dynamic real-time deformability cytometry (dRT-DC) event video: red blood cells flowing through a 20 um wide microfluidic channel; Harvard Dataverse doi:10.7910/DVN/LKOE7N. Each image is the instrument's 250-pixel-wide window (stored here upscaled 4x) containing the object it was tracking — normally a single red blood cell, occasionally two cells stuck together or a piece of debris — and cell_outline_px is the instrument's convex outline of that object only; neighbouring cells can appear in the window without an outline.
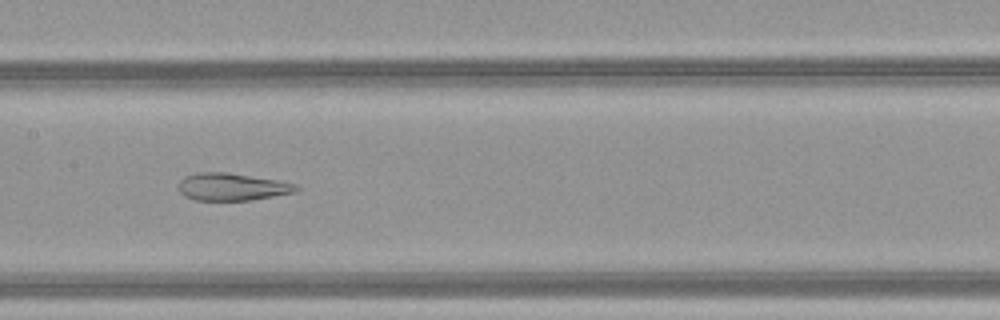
{"species": "common noctule bat (a hibernating species)", "species_latin": "Nyctalus noctula", "temperature_condition": "warm", "stored_images_in_passage": 51, "segment_of_instrument_passage": [1, 2], "camera_frame_rate_fps": 3000, "um_per_image_px": 0.085, "animal": {"sex": "female", "body_mass_g": 21.9}, "frame": {"image": 1, "passage_image": 26, "time_ms": 8.333, "image_size_px": [1000, 320], "cell_outline_px": [[300, 188], [296, 192], [252, 200], [196, 200], [184, 196], [180, 192], [180, 180], [184, 176], [196, 172], [224, 172], [276, 180], [296, 184]], "centroid_in_image_um": [19.72, 15.88], "position_along_channel_um": 187.7, "area_um2": 18.67}}
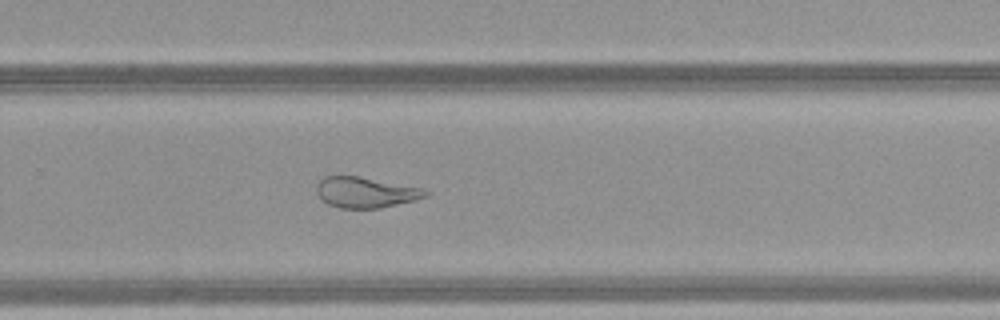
{"frame": {"image": 2, "passage_image": 34, "time_ms": 11.0, "image_size_px": [1000, 320], "cell_outline_px": [[428, 196], [416, 200], [380, 208], [340, 208], [328, 204], [316, 192], [316, 184], [324, 176], [356, 176], [420, 188], [428, 192]], "centroid_in_image_um": [31.04, 16.36], "position_along_channel_um": 298.8, "area_um2": 19.13}}
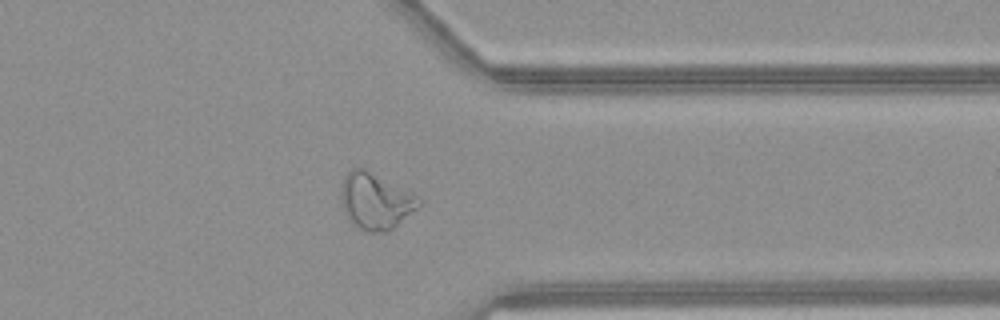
{"frame": {"image": 3, "passage_image": 40, "time_ms": 13.0, "image_size_px": [1000, 320], "cell_outline_px": [[424, 204], [388, 232], [368, 232], [360, 228], [348, 220], [344, 212], [340, 196], [344, 176], [352, 168], [364, 168], [420, 196], [424, 200]], "centroid_in_image_um": [31.97, 17.1], "position_along_channel_um": 379.4, "area_um2": 25.84}}